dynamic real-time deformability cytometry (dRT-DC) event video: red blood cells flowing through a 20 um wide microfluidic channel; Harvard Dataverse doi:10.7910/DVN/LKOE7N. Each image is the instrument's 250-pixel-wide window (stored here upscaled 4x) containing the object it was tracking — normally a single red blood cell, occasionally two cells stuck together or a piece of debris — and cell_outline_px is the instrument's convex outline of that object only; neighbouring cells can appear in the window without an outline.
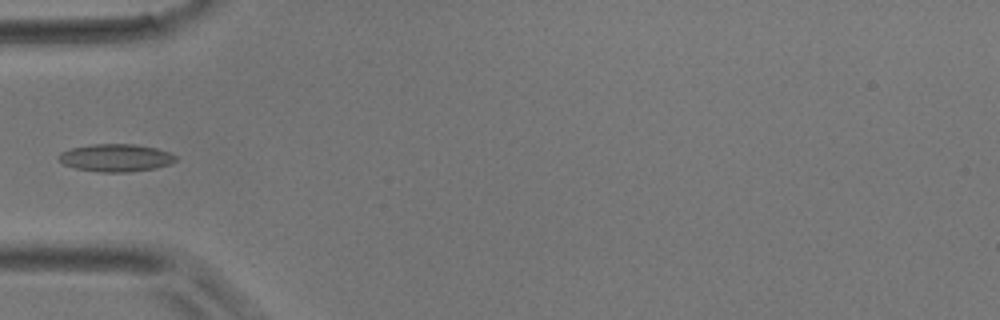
{"species": "common noctule bat (a hibernating species)", "species_latin": "Nyctalus noctula", "temperature_condition": "room temperature", "stored_images_in_passage": 6, "camera_frame_rate_fps": 3000, "um_per_image_px": 0.085, "animal": {"sex": "male", "body_mass_g": 17.9}, "frame": {"image": 1, "passage_image": 5, "time_ms": 1.333, "image_size_px": [1000, 320], "cell_outline_px": [[176, 160], [172, 164], [156, 168], [128, 172], [100, 172], [76, 168], [64, 164], [56, 156], [60, 152], [72, 148], [92, 144], [132, 144], [156, 148], [168, 152], [176, 156]], "centroid_in_image_um": [9.85, 13.41], "position_along_channel_um": 75.2, "area_um2": 18.79}}
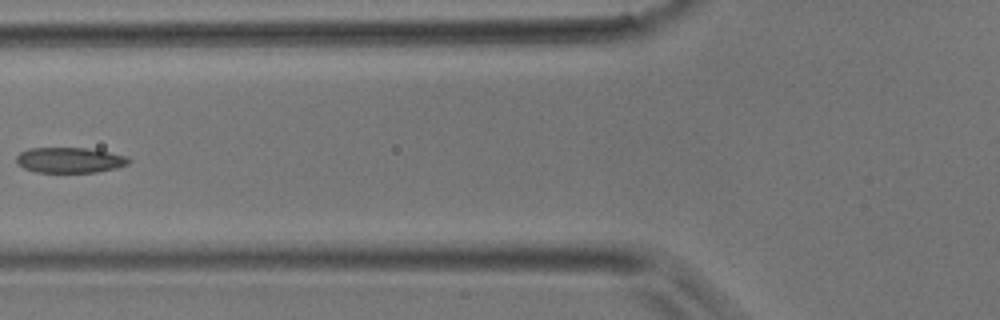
{"frame": {"image": 2, "passage_image": 6, "time_ms": 1.667, "image_size_px": [1000, 320], "cell_outline_px": [[132, 160], [128, 164], [116, 168], [96, 172], [36, 172], [24, 168], [16, 164], [16, 156], [20, 152], [28, 148], [88, 148], [128, 156]], "centroid_in_image_um": [5.92, 13.6], "position_along_channel_um": 119.9, "area_um2": 16.76}}